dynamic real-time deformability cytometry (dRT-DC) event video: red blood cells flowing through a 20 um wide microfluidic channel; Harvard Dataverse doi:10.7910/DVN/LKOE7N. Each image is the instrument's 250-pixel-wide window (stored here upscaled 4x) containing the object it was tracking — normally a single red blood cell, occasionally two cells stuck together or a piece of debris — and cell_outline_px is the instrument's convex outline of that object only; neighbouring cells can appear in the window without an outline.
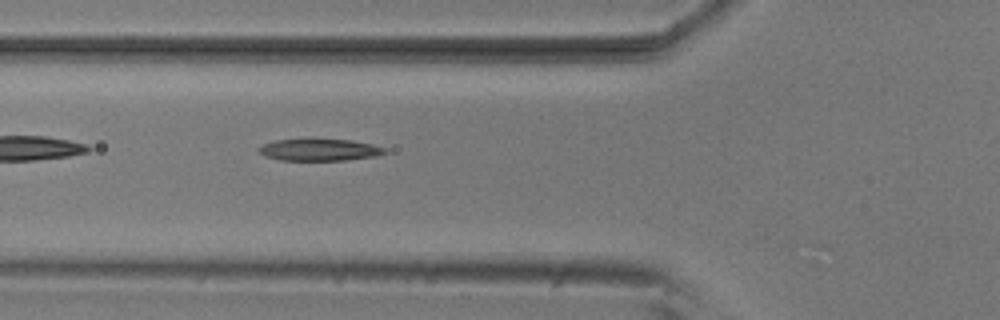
{"species": "common noctule bat (a hibernating species)", "species_latin": "Nyctalus noctula", "temperature_condition": "room temperature", "stored_images_in_passage": 2, "camera_frame_rate_fps": 3000, "um_per_image_px": 0.085, "animal": {"sex": "male", "body_mass_g": 20.5, "forearm_length_mm": 52.5}, "frame": {"image": 1, "passage_image": 2, "time_ms": 0.333, "image_size_px": [1000, 320], "cell_outline_px": [[388, 152], [376, 156], [344, 160], [280, 160], [264, 156], [256, 148], [264, 144], [276, 140], [352, 140], [372, 144], [388, 148]], "centroid_in_image_um": [27.19, 12.74], "position_along_channel_um": 98.6, "area_um2": 15.9}}